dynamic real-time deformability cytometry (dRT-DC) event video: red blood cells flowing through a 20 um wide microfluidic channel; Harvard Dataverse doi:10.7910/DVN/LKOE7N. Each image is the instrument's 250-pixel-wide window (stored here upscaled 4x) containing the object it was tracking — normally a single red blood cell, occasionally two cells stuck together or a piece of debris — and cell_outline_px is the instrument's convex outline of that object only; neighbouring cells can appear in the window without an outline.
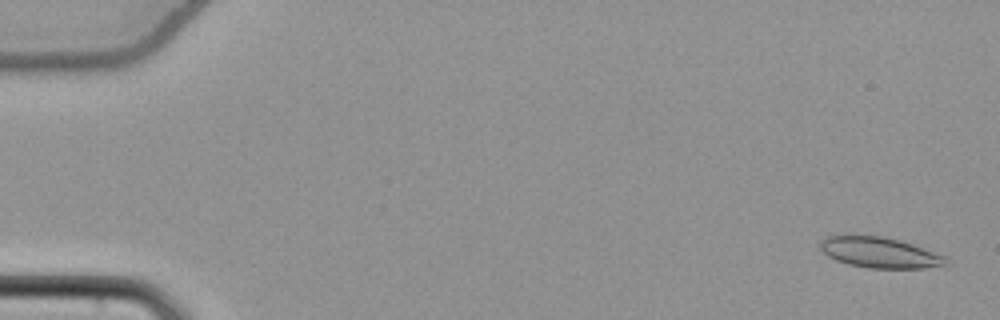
{"species": "common noctule bat (a hibernating species)", "species_latin": "Nyctalus noctula", "temperature_condition": "cold", "stored_images_in_passage": 56, "camera_frame_rate_fps": 3000, "um_per_image_px": 0.085, "animal": {"sex": "female", "body_mass_g": 22.7, "forearm_length_mm": 54.2}, "frame": {"image": 1, "passage_image": 2, "time_ms": 0.333, "image_size_px": [1000, 320], "cell_outline_px": [[948, 256], [944, 264], [924, 268], [868, 268], [848, 264], [836, 260], [828, 256], [820, 248], [820, 240], [824, 236], [844, 232], [848, 232], [880, 236], [900, 240]], "centroid_in_image_um": [74.66, 21.41], "position_along_channel_um": 10.3, "area_um2": 23.12}}
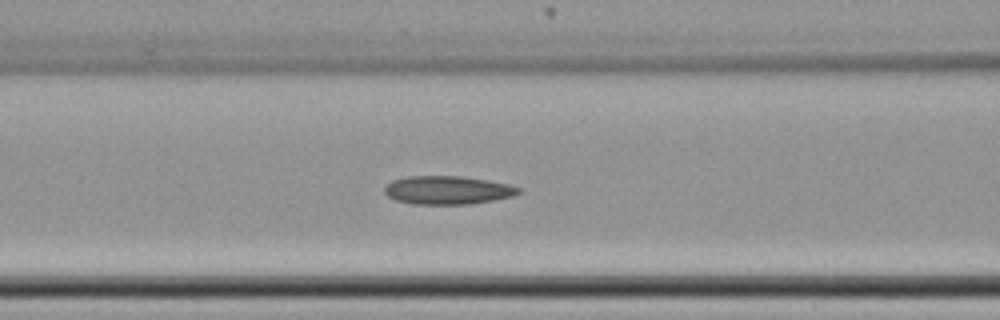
{"frame": {"image": 2, "passage_image": 24, "time_ms": 7.667, "image_size_px": [1000, 320], "cell_outline_px": [[524, 192], [512, 196], [492, 200], [468, 204], [412, 204], [396, 200], [388, 196], [384, 192], [384, 188], [392, 180], [408, 176], [460, 176], [488, 180], [508, 184], [520, 188]], "centroid_in_image_um": [38.05, 16.16], "position_along_channel_um": 128.5, "area_um2": 22.14}}
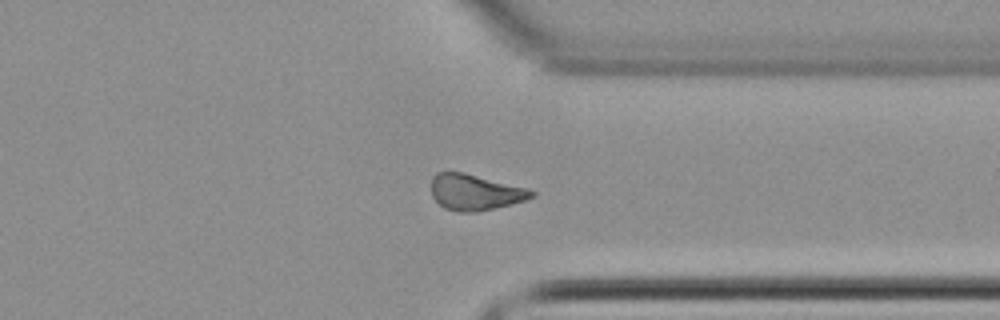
{"frame": {"image": 3, "passage_image": 43, "time_ms": 14.0, "image_size_px": [1000, 320], "cell_outline_px": [[536, 196], [524, 200], [496, 208], [476, 212], [456, 212], [444, 208], [432, 196], [432, 176], [436, 172], [464, 172], [528, 188], [536, 192]], "centroid_in_image_um": [40.38, 16.34], "position_along_channel_um": 371.0, "area_um2": 21.1}}